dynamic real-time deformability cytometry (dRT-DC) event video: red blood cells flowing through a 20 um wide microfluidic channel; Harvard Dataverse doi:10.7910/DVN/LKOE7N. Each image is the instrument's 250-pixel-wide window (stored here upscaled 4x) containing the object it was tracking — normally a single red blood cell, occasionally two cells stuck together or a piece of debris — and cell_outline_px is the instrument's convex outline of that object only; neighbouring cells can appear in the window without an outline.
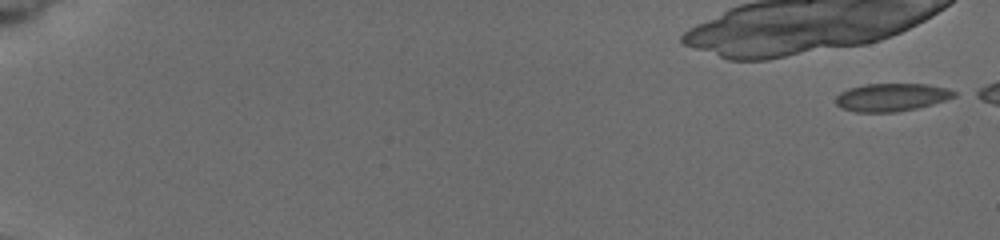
{"species": "common noctule bat (a hibernating species)", "species_latin": "Nyctalus noctula", "temperature_condition": "cold", "stored_images_in_passage": 7, "camera_frame_rate_fps": 3000, "um_per_image_px": 0.085, "animal": {"sex": "female", "body_mass_g": 19.5, "forearm_length_mm": 54.1}, "frame": {"image": 1, "passage_image": 1, "time_ms": 0.0, "image_size_px": [1000, 240], "cell_outline_px": [[956, 96], [944, 100], [916, 108], [896, 112], [856, 112], [840, 108], [836, 104], [836, 96], [840, 92], [852, 88], [868, 84], [924, 84], [948, 88], [956, 92]], "centroid_in_image_um": [75.76, 8.27], "position_along_channel_um": 9.2, "area_um2": 19.02}}